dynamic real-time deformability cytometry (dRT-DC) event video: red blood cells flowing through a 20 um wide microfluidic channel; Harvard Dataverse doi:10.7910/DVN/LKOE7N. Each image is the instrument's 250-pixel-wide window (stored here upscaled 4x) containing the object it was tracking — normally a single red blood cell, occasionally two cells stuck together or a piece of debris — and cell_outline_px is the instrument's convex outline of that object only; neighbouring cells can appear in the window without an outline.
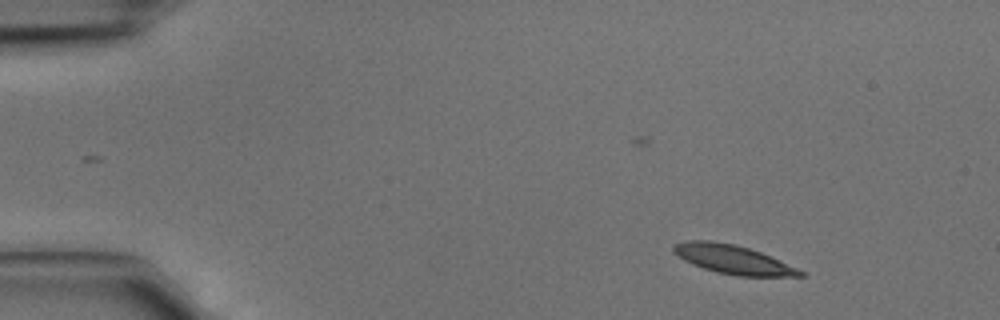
{"species": "common noctule bat (a hibernating species)", "species_latin": "Nyctalus noctula", "temperature_condition": "cold", "stored_images_in_passage": 2, "camera_frame_rate_fps": 3000, "um_per_image_px": 0.085, "animal": {"sex": "male", "body_mass_g": 15.6}, "frame": {"image": 1, "passage_image": 1, "time_ms": 0.0, "image_size_px": [1000, 320], "cell_outline_px": [[808, 276], [740, 276], [716, 272], [692, 264], [684, 260], [672, 252], [672, 248], [676, 244], [684, 240], [712, 240], [732, 244], [748, 248], [760, 252], [796, 268], [804, 272]], "centroid_in_image_um": [62.25, 22.05], "position_along_channel_um": 22.7, "area_um2": 21.04}}